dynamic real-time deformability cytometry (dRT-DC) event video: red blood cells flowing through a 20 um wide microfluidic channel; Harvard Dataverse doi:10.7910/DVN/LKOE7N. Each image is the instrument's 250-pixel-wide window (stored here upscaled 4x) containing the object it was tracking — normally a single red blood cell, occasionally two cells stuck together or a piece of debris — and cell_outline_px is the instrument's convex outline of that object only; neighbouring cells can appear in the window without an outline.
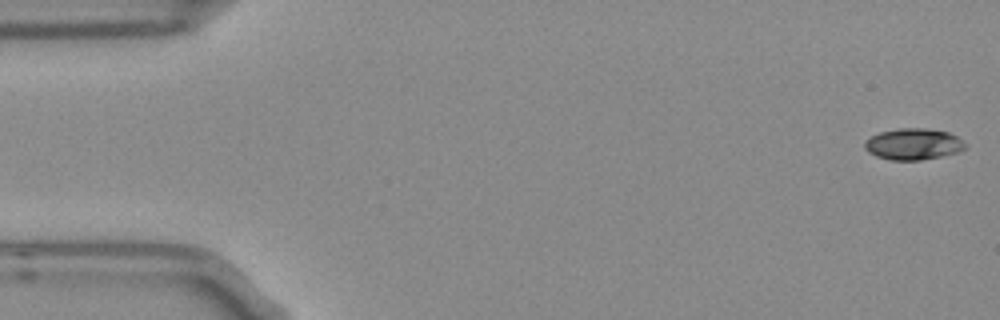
{"species": "Egyptian fruit bat (a non-hibernating species)", "species_latin": "Rousettus aegyptiacus", "temperature_condition": "room temperature", "stored_images_in_passage": 47, "camera_frame_rate_fps": 3000, "um_per_image_px": 0.085, "frame": {"image": 1, "passage_image": 1, "time_ms": 0.0, "image_size_px": [1000, 320], "cell_outline_px": [[968, 148], [960, 152], [920, 160], [892, 160], [876, 156], [868, 152], [864, 148], [864, 140], [880, 132], [900, 128], [928, 128], [948, 132], [956, 136], [968, 144]], "centroid_in_image_um": [77.66, 12.25], "position_along_channel_um": 7.3, "area_um2": 18.55}}
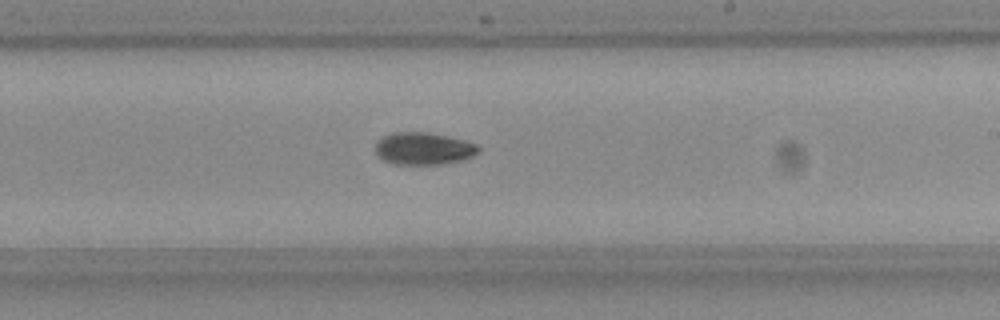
{"frame": {"image": 2, "passage_image": 31, "time_ms": 10.0, "image_size_px": [1000, 320], "cell_outline_px": [[480, 152], [464, 160], [440, 164], [392, 164], [384, 160], [376, 152], [376, 140], [392, 132], [424, 132], [464, 140], [476, 144], [480, 148]], "centroid_in_image_um": [36.0, 12.63], "position_along_channel_um": 253.0, "area_um2": 19.31}}
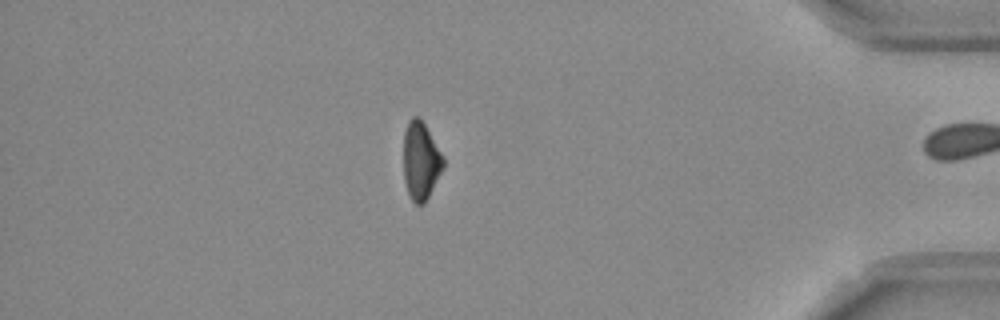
{"frame": {"image": 3, "passage_image": 46, "time_ms": 15.0, "image_size_px": [1000, 320], "cell_outline_px": [[444, 168], [424, 204], [416, 204], [412, 200], [408, 192], [404, 180], [404, 132], [408, 120], [412, 116], [416, 116], [424, 124], [444, 156]], "centroid_in_image_um": [35.77, 13.67], "position_along_channel_um": 399.4, "area_um2": 17.98}, "authors_computed_cell_mechanics": {"area_um2": 18.8428, "velocity_mm_per_s": 3.7673, "shape_relaxation_time_tau1_ms": 4.056, "shape_relaxation_time_tau2_ms": null, "deformation_change_tau1": 0.1223, "deformation_change_tau2": null}}